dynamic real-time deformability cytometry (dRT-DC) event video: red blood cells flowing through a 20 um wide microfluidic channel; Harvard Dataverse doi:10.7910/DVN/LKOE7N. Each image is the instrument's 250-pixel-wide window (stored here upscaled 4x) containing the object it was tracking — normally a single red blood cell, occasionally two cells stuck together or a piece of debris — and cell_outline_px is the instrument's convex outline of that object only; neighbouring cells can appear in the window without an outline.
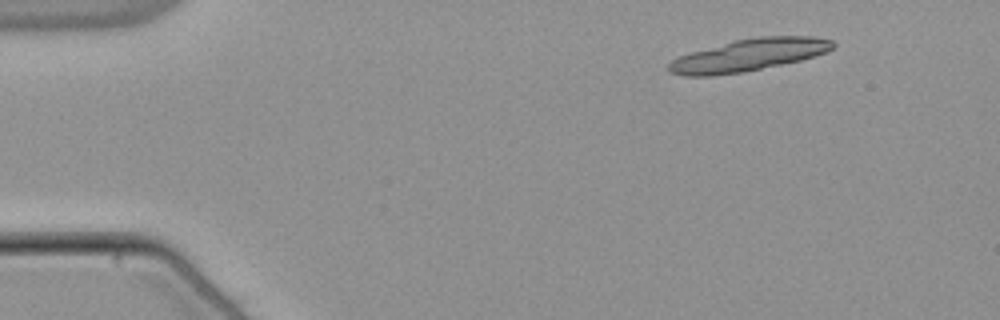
{"species": "common noctule bat (a hibernating species)", "species_latin": "Nyctalus noctula", "temperature_condition": "warm", "stored_images_in_passage": 35, "camera_frame_rate_fps": 3000, "um_per_image_px": 0.085, "animal": {"sex": "male", "body_mass_g": 21.5, "forearm_length_mm": 52.0}, "frame": {"image": 1, "passage_image": 1, "time_ms": 0.0, "image_size_px": [1000, 320], "cell_outline_px": [[836, 44], [832, 48], [824, 52], [800, 60], [744, 72], [712, 76], [684, 76], [668, 72], [668, 64], [672, 60], [680, 56], [692, 52], [736, 40], [756, 36], [812, 36], [832, 40]], "centroid_in_image_um": [63.62, 4.68], "position_along_channel_um": 21.4, "area_um2": 30.46}}